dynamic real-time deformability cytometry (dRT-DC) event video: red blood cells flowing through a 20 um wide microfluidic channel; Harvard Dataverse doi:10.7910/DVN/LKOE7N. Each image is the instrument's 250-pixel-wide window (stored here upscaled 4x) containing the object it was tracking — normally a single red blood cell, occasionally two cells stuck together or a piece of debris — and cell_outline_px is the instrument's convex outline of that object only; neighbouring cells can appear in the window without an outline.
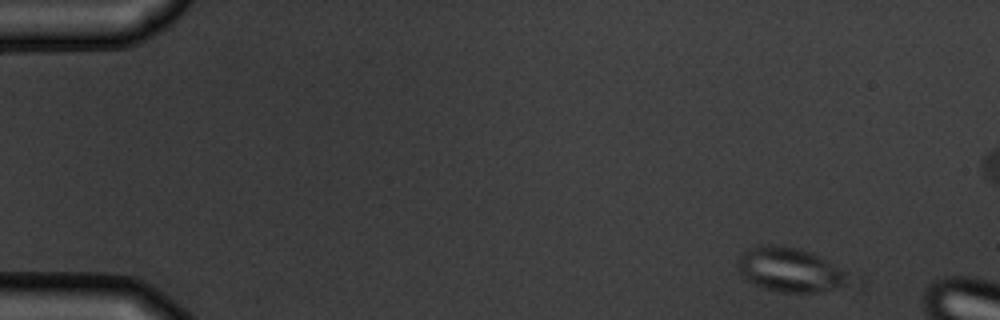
{"species": "common noctule bat (a hibernating species)", "species_latin": "Nyctalus noctula", "temperature_condition": "warm", "stored_images_in_passage": 4, "camera_frame_rate_fps": 3000, "um_per_image_px": 0.085, "animal": {"sex": "male", "body_mass_g": 19.5, "forearm_length_mm": 54.6}, "frame": {"image": 1, "passage_image": 1, "time_ms": 0.0, "image_size_px": [1000, 320], "cell_outline_px": [[852, 280], [844, 284], [816, 292], [780, 292], [764, 288], [748, 280], [740, 272], [736, 264], [736, 260], [740, 252], [760, 244], [776, 244], [800, 248], [812, 252], [820, 256], [852, 276]], "centroid_in_image_um": [67.09, 22.89], "position_along_channel_um": 17.9, "area_um2": 28.61}}